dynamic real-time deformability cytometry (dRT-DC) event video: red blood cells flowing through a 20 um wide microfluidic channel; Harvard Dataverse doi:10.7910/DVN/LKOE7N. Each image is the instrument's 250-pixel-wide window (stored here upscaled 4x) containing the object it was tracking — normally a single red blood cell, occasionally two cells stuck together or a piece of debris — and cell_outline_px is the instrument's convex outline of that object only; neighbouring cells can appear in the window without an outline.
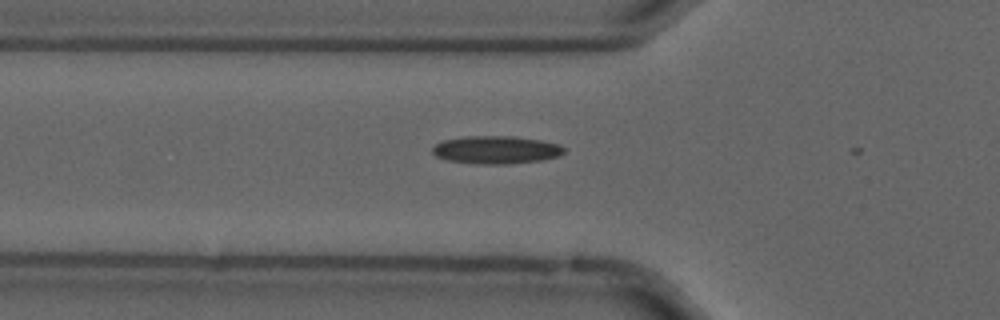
{"species": "common noctule bat (a hibernating species)", "species_latin": "Nyctalus noctula", "temperature_condition": "cold", "stored_images_in_passage": 5, "camera_frame_rate_fps": 3000, "um_per_image_px": 0.085, "animal": {"sex": "male", "forearm_length_mm": 52.5}, "frame": {"image": 1, "passage_image": 3, "time_ms": 0.667, "image_size_px": [1000, 320], "cell_outline_px": [[564, 152], [560, 156], [540, 160], [508, 164], [472, 164], [448, 160], [436, 156], [432, 152], [432, 148], [436, 144], [444, 140], [464, 136], [512, 136], [540, 140], [560, 144], [564, 148]], "centroid_in_image_um": [42.16, 12.74], "position_along_channel_um": 83.6, "area_um2": 21.44}}